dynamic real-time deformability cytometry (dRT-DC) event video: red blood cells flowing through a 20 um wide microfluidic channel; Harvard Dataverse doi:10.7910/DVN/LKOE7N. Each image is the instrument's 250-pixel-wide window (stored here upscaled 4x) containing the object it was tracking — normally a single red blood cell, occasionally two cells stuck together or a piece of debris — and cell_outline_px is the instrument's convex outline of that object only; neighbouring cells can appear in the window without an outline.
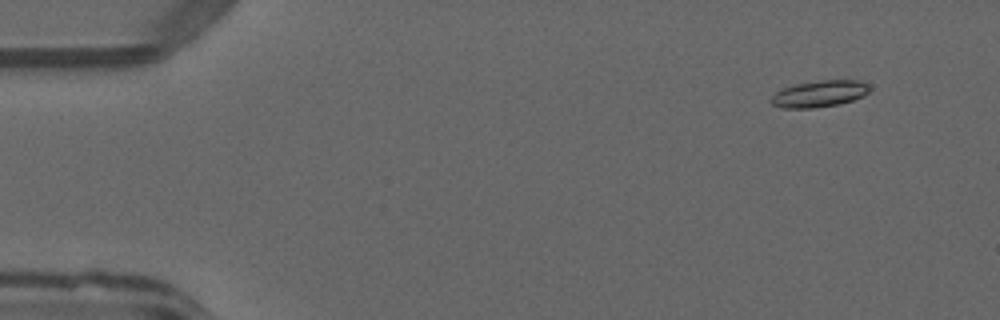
{"species": "common noctule bat (a hibernating species)", "species_latin": "Nyctalus noctula", "temperature_condition": "warm", "stored_images_in_passage": 11, "camera_frame_rate_fps": 3000, "um_per_image_px": 0.085, "animal": {"sex": "male", "forearm_length_mm": 52.5}, "frame": {"image": 1, "passage_image": 1, "time_ms": 0.0, "image_size_px": [1000, 320], "cell_outline_px": [[868, 92], [864, 96], [840, 104], [816, 108], [780, 108], [772, 104], [768, 100], [776, 92], [784, 88], [796, 84], [824, 80], [860, 80], [868, 84]], "centroid_in_image_um": [69.63, 7.98], "position_along_channel_um": 15.4, "area_um2": 15.26}}